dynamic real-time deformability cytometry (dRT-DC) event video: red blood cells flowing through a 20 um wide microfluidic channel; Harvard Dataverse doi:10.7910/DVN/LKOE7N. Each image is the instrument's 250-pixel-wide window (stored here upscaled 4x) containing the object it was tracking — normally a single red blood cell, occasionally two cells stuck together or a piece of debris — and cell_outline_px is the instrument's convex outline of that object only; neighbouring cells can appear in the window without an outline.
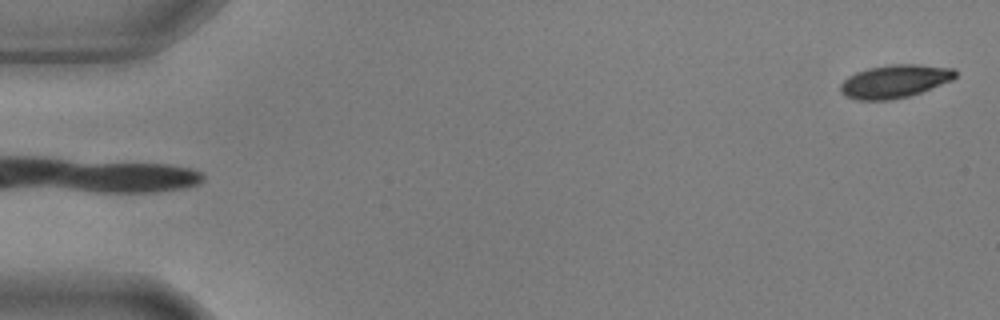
{"species": "common noctule bat (a hibernating species)", "species_latin": "Nyctalus noctula", "temperature_condition": "warm", "stored_images_in_passage": 5, "camera_frame_rate_fps": 3000, "um_per_image_px": 0.085, "animal": {"sex": "male", "body_mass_g": 17.9, "forearm_length_mm": 54.2}, "frame": {"image": 1, "passage_image": 5, "time_ms": 1.333, "image_size_px": [1000, 320], "cell_outline_px": [[956, 76], [952, 80], [920, 92], [908, 96], [892, 100], [856, 100], [844, 96], [840, 92], [840, 84], [848, 76], [856, 72], [868, 68], [888, 64], [916, 64], [956, 68]], "centroid_in_image_um": [76.02, 6.91], "position_along_channel_um": 9.0, "area_um2": 22.31}}